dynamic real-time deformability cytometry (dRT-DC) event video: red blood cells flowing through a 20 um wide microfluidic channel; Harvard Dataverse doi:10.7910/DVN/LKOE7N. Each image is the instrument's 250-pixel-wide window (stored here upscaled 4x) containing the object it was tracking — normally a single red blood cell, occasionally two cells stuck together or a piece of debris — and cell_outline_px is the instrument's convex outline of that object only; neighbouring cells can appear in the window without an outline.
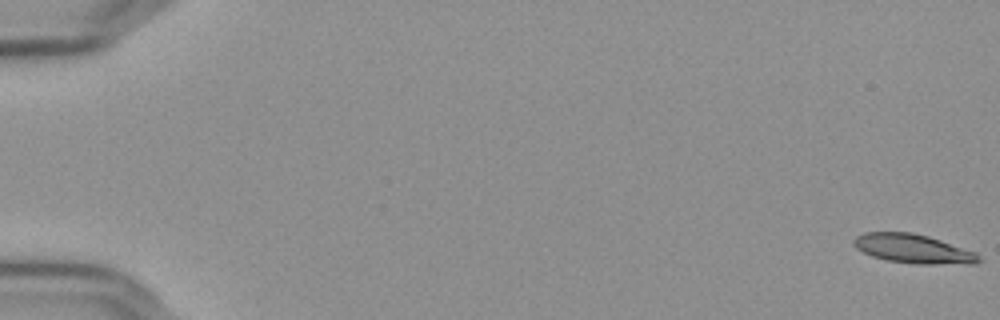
{"species": "Egyptian fruit bat (a non-hibernating species)", "species_latin": "Rousettus aegyptiacus", "temperature_condition": "cold", "stored_images_in_passage": 57, "camera_frame_rate_fps": 3000, "um_per_image_px": 0.085, "frame": {"image": 1, "passage_image": 1, "time_ms": 0.0, "image_size_px": [1000, 320], "cell_outline_px": [[980, 260], [976, 264], [916, 264], [888, 260], [872, 256], [856, 248], [852, 240], [856, 236], [864, 232], [912, 232], [928, 236], [976, 252], [980, 256]], "centroid_in_image_um": [77.63, 21.14], "position_along_channel_um": 7.4, "area_um2": 21.15}}
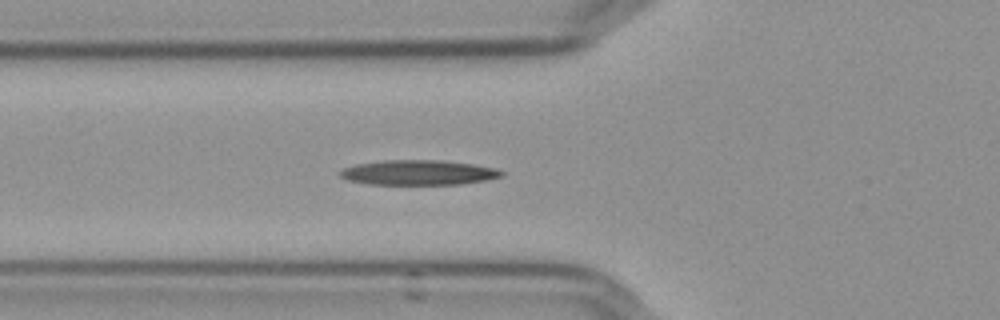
{"frame": {"image": 2, "passage_image": 22, "time_ms": 7.0, "image_size_px": [1000, 320], "cell_outline_px": [[504, 176], [484, 180], [460, 184], [368, 184], [348, 180], [340, 176], [340, 172], [344, 168], [356, 164], [384, 160], [440, 160], [472, 164], [492, 168], [504, 172]], "centroid_in_image_um": [35.54, 14.66], "position_along_channel_um": 90.3, "area_um2": 23.18}}
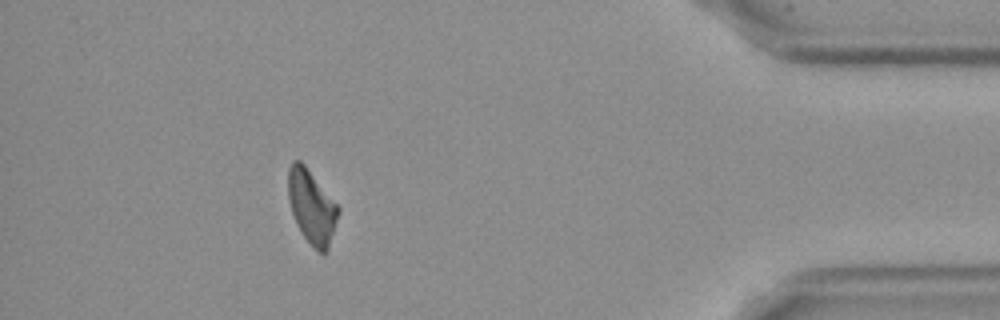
{"frame": {"image": 3, "passage_image": 52, "time_ms": 17.0, "image_size_px": [1000, 320], "cell_outline_px": [[340, 212], [328, 252], [320, 252], [304, 236], [296, 224], [292, 212], [288, 196], [288, 168], [292, 160], [300, 160], [304, 164], [340, 208]], "centroid_in_image_um": [26.5, 17.56], "position_along_channel_um": 408.7, "area_um2": 21.33}, "authors_computed_cell_mechanics": {"area_um2": 22.1952, "velocity_mm_per_s": 3.6306, "shape_relaxation_time_tau1_ms": 7.1066, "shape_relaxation_time_tau2_ms": null, "deformation_change_tau1": 0.1766, "deformation_change_tau2": null}}